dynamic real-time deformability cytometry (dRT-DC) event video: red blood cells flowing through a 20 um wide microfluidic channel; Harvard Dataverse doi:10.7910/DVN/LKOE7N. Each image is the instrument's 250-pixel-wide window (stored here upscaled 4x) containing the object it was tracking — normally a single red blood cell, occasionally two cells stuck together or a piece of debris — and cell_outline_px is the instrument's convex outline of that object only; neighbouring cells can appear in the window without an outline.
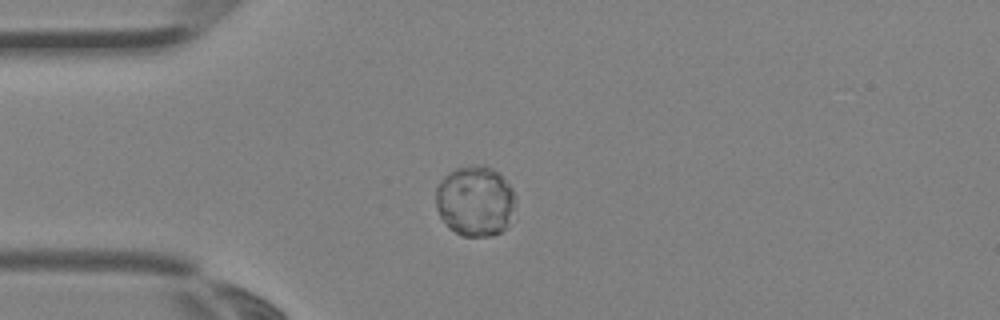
{"species": "Egyptian fruit bat (a non-hibernating species)", "species_latin": "Rousettus aegyptiacus", "temperature_condition": "room temperature", "stored_images_in_passage": 1, "camera_frame_rate_fps": 3000, "um_per_image_px": 0.085, "animal": {"sex": "female"}, "frame": {"image": 1, "passage_image": 1, "time_ms": 0.0, "image_size_px": [1000, 320], "cell_outline_px": [[516, 220], [500, 232], [492, 236], [460, 236], [448, 228], [440, 216], [436, 208], [436, 188], [440, 180], [448, 172], [456, 168], [480, 164], [484, 164], [492, 168], [512, 188], [516, 196]], "centroid_in_image_um": [40.43, 17.12], "position_along_channel_um": 44.6, "area_um2": 33.58}}